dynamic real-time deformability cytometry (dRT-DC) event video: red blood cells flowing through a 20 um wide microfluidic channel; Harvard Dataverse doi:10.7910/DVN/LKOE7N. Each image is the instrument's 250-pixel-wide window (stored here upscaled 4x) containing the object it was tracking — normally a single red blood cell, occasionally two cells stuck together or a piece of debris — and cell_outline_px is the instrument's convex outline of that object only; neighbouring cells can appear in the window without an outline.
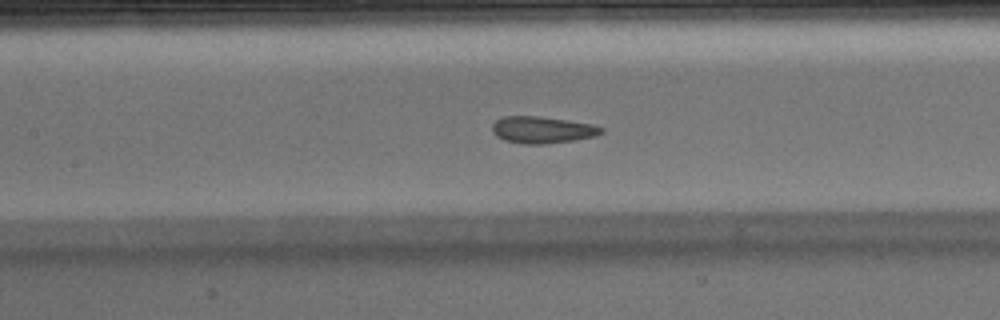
{"species": "Egyptian fruit bat (a non-hibernating species)", "species_latin": "Rousettus aegyptiacus", "temperature_condition": "warm", "stored_images_in_passage": 51, "camera_frame_rate_fps": 3000, "um_per_image_px": 0.085, "animal": {"sex": "male"}, "frame": {"image": 1, "passage_image": 22, "time_ms": 7.0, "image_size_px": [1000, 320], "cell_outline_px": [[604, 132], [596, 136], [576, 140], [544, 144], [524, 144], [504, 140], [496, 136], [492, 132], [492, 124], [496, 120], [504, 116], [540, 116], [568, 120], [592, 124], [604, 128]], "centroid_in_image_um": [46.1, 11.04], "position_along_channel_um": 161.3, "area_um2": 17.22}, "authors_computed_cell_mechanics": {"area_um2": 17.5712, "velocity_mm_per_s": 3.9597, "shape_relaxation_time_tau1_ms": null, "shape_relaxation_time_tau2_ms": 1.3564, "deformation_change_tau1": null, "deformation_change_tau2": 0.0542}}